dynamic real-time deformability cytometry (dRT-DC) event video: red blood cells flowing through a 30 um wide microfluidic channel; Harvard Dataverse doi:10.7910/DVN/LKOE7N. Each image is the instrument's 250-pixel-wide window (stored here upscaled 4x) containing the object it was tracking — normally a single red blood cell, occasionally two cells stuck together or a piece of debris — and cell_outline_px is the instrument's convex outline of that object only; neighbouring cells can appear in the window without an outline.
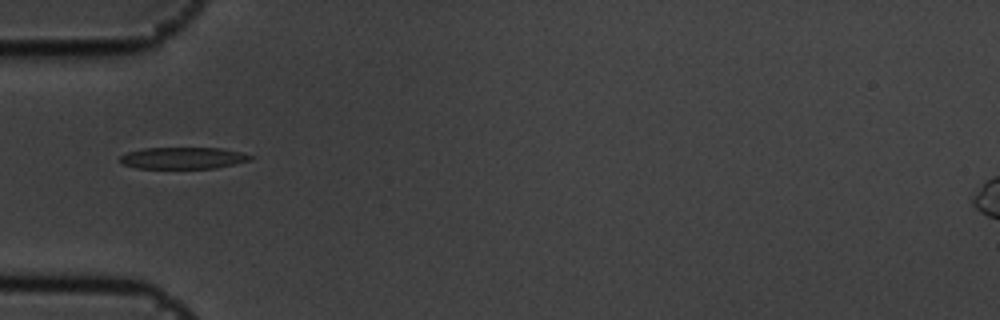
{"species": "common noctule bat (a hibernating species)", "species_latin": "Nyctalus noctula", "temperature_condition": "cold", "stored_images_in_passage": 39, "camera_frame_rate_fps": 3000, "um_per_image_px": 0.085, "animal": {"sex": "male", "body_mass_g": 19.5, "forearm_length_mm": 54.6}, "frame": {"image": 1, "passage_image": 1, "time_ms": 0.0, "image_size_px": [1000, 320], "cell_outline_px": [[256, 156], [252, 160], [216, 168], [136, 168], [120, 164], [120, 156], [128, 152], [144, 148], [220, 148], [240, 152]], "centroid_in_image_um": [15.57, 13.43], "position_along_channel_um": 69.4, "area_um2": 16.53}}
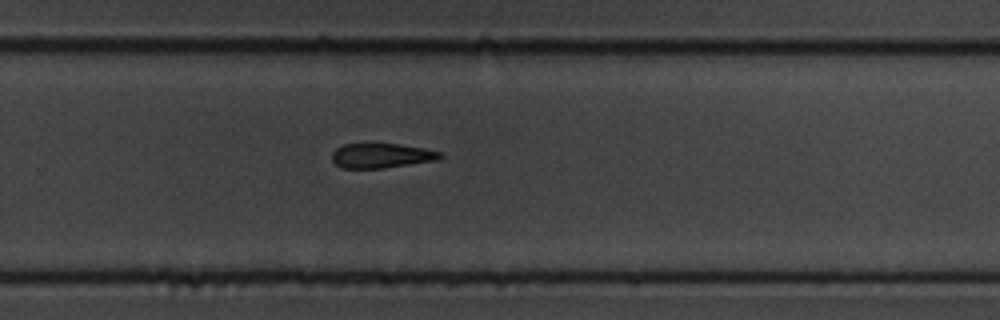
{"frame": {"image": 2, "passage_image": 20, "time_ms": 6.333, "image_size_px": [1000, 320], "cell_outline_px": [[444, 156], [440, 160], [384, 168], [340, 168], [332, 160], [332, 152], [336, 148], [344, 144], [396, 144], [424, 148], [440, 152]], "centroid_in_image_um": [32.44, 13.24], "position_along_channel_um": 297.4, "area_um2": 15.61}}
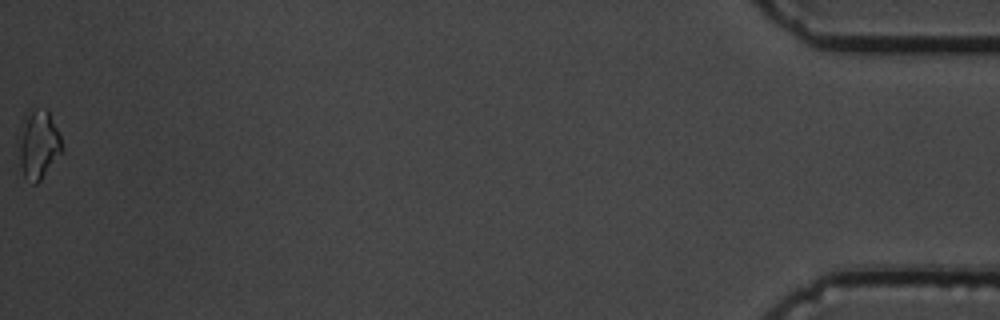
{"frame": {"image": 3, "passage_image": 39, "time_ms": 12.667, "image_size_px": [1000, 320], "cell_outline_px": [[64, 152], [40, 180], [36, 184], [32, 184], [24, 176], [20, 164], [20, 144], [24, 128], [28, 116], [32, 108], [48, 108], [60, 136], [64, 148]], "centroid_in_image_um": [3.36, 12.33], "position_along_channel_um": 431.8, "area_um2": 16.82}, "authors_computed_cell_mechanics": {"area_um2": 16.3574, "velocity_mm_per_s": 3.6107, "shape_relaxation_time_tau1_ms": 4.0209, "shape_relaxation_time_tau2_ms": 7.4891, "deformation_change_tau1": 0.0827, "deformation_change_tau2": 0.1504}}